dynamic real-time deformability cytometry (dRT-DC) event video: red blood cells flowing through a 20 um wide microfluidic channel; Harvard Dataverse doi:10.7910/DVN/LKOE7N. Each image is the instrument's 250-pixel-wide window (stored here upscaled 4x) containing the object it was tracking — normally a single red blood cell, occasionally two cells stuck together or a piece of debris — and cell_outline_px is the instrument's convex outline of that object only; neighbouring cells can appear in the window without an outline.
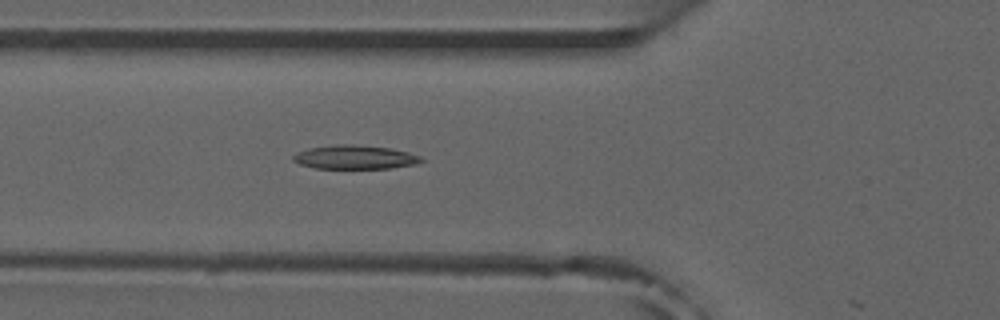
{"species": "common noctule bat (a hibernating species)", "species_latin": "Nyctalus noctula", "temperature_condition": "room temperature", "stored_images_in_passage": 20, "camera_frame_rate_fps": 3000, "um_per_image_px": 0.085, "animal": {"sex": "male", "forearm_length_mm": 52.5}, "frame": {"image": 1, "passage_image": 19, "time_ms": 6.0, "image_size_px": [1000, 320], "cell_outline_px": [[424, 160], [416, 164], [392, 168], [316, 168], [300, 164], [292, 160], [292, 156], [308, 148], [336, 144], [352, 144], [392, 148], [408, 152], [420, 156]], "centroid_in_image_um": [30.19, 13.35], "position_along_channel_um": 95.6, "area_um2": 17.74}}